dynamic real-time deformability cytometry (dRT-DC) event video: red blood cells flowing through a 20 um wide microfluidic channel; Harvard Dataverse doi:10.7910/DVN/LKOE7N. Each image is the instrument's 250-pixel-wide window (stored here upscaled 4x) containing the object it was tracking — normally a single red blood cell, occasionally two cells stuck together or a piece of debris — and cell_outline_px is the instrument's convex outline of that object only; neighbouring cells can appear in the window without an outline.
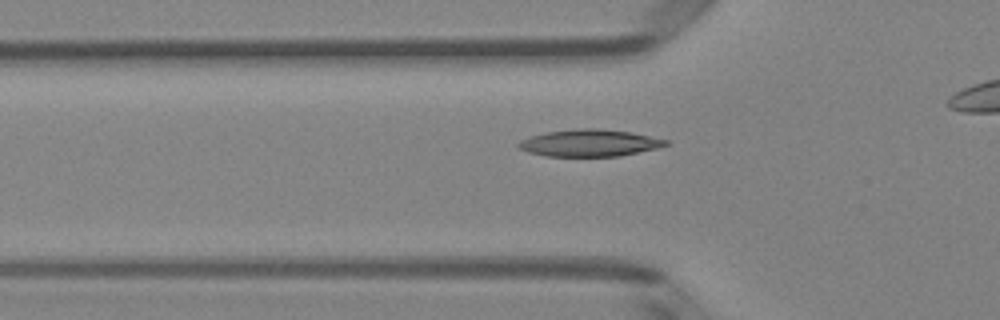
{"species": "Egyptian fruit bat (a non-hibernating species)", "species_latin": "Rousettus aegyptiacus", "temperature_condition": "room temperature", "stored_images_in_passage": 42, "camera_frame_rate_fps": 3000, "um_per_image_px": 0.085, "animal": {"sex": "female"}, "frame": {"image": 1, "passage_image": 17, "time_ms": 5.333, "image_size_px": [1000, 320], "cell_outline_px": [[668, 144], [656, 148], [620, 156], [544, 156], [528, 152], [520, 148], [516, 144], [520, 140], [544, 132], [576, 128], [596, 128], [632, 132], [668, 140]], "centroid_in_image_um": [50.08, 12.14], "position_along_channel_um": 75.7, "area_um2": 23.12}}
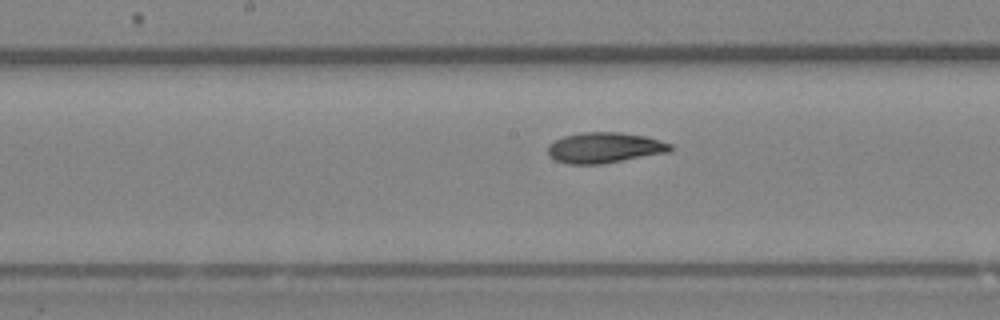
{"frame": {"image": 2, "passage_image": 26, "time_ms": 8.333, "image_size_px": [1000, 320], "cell_outline_px": [[672, 148], [668, 152], [600, 164], [568, 164], [556, 160], [548, 156], [548, 144], [564, 136], [584, 132], [620, 132], [644, 136], [672, 144]], "centroid_in_image_um": [51.35, 12.55], "position_along_channel_um": 196.9, "area_um2": 21.62}}
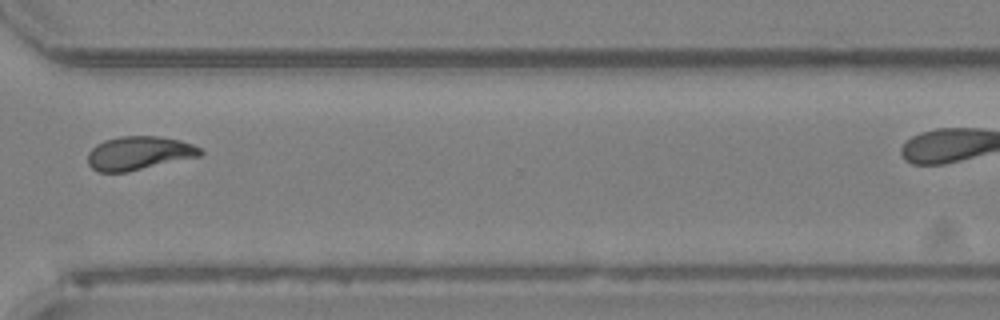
{"frame": {"image": 3, "passage_image": 38, "time_ms": 12.333, "image_size_px": [1000, 320], "cell_outline_px": [[204, 152], [200, 156], [128, 172], [100, 172], [92, 168], [88, 164], [88, 152], [96, 144], [104, 140], [120, 136], [160, 136], [180, 140], [192, 144], [200, 148]], "centroid_in_image_um": [11.81, 13.01], "position_along_channel_um": 358.8, "area_um2": 22.14}}